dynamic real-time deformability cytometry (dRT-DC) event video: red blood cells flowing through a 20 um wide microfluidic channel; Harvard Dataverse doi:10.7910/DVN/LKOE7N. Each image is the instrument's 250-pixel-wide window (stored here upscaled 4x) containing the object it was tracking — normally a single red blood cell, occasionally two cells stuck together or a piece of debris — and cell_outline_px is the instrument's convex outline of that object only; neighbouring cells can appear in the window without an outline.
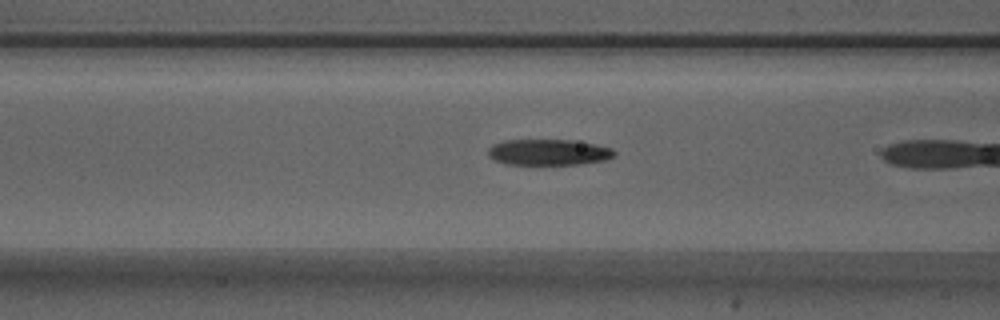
{"species": "Egyptian fruit bat (a non-hibernating species)", "species_latin": "Rousettus aegyptiacus", "temperature_condition": "warm", "stored_images_in_passage": 7, "camera_frame_rate_fps": 3000, "um_per_image_px": 0.085, "animal": {"sex": "male"}, "frame": {"image": 1, "passage_image": 6, "time_ms": 1.667, "image_size_px": [1000, 320], "cell_outline_px": [[616, 152], [612, 156], [604, 160], [580, 164], [504, 164], [488, 156], [488, 148], [492, 144], [504, 140], [572, 140], [596, 144], [612, 148]], "centroid_in_image_um": [46.6, 12.93], "position_along_channel_um": 120.0, "area_um2": 19.07}}